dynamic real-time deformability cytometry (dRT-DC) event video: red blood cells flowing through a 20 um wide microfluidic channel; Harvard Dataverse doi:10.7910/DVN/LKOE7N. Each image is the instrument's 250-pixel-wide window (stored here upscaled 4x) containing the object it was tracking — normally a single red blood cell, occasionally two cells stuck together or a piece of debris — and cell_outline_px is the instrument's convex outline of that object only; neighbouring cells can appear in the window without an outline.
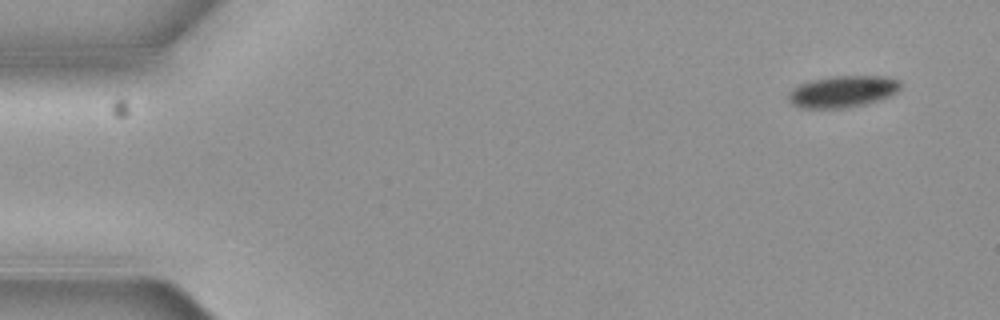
{"species": "common noctule bat (a hibernating species)", "species_latin": "Nyctalus noctula", "temperature_condition": "cold", "stored_images_in_passage": 5, "camera_frame_rate_fps": 3000, "um_per_image_px": 0.085, "animal": {"sex": "female", "body_mass_g": 19.3, "forearm_length_mm": 54.1}, "frame": {"image": 1, "passage_image": 1, "time_ms": 0.0, "image_size_px": [1000, 320], "cell_outline_px": [[904, 84], [892, 96], [868, 104], [844, 108], [800, 108], [792, 104], [788, 100], [788, 92], [792, 88], [800, 84], [812, 80], [832, 76], [884, 76], [900, 80]], "centroid_in_image_um": [71.66, 7.78], "position_along_channel_um": 13.3, "area_um2": 21.04}}
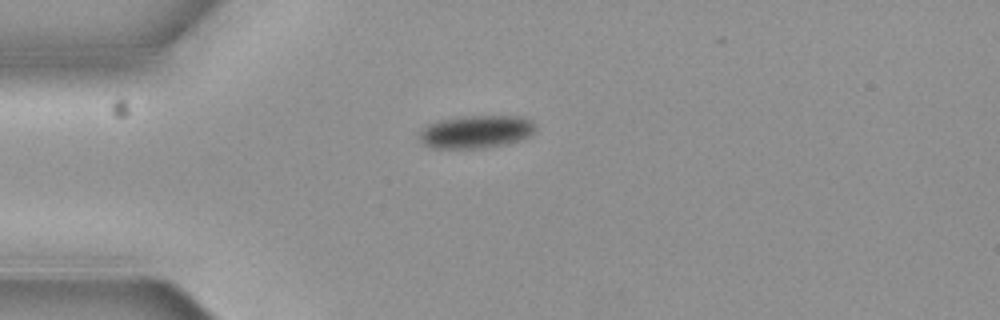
{"frame": {"image": 2, "passage_image": 4, "time_ms": 1.0, "image_size_px": [1000, 320], "cell_outline_px": [[536, 128], [528, 136], [520, 140], [504, 144], [484, 148], [432, 148], [424, 144], [420, 140], [420, 132], [428, 124], [440, 120], [464, 116], [524, 116], [536, 124]], "centroid_in_image_um": [40.48, 11.19], "position_along_channel_um": 44.5, "area_um2": 22.14}}